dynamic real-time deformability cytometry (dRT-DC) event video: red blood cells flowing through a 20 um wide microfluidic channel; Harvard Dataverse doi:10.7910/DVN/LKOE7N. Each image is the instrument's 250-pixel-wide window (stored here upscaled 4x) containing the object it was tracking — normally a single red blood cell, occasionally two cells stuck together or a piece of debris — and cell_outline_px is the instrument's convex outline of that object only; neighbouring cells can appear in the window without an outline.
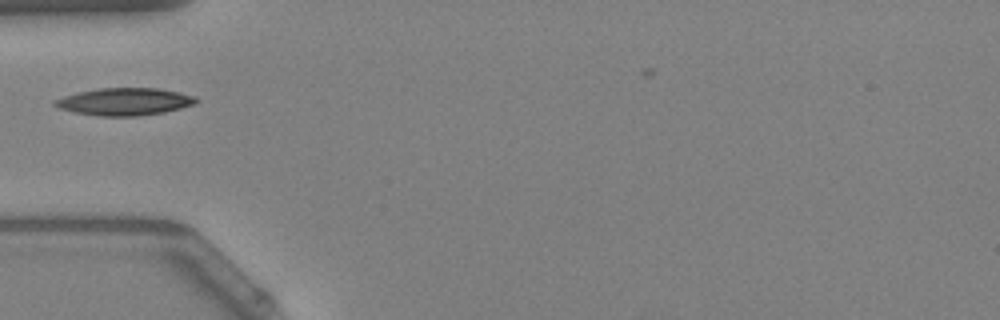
{"species": "Egyptian fruit bat (a non-hibernating species)", "species_latin": "Rousettus aegyptiacus", "temperature_condition": "warm", "stored_images_in_passage": 29, "camera_frame_rate_fps": 3000, "um_per_image_px": 0.085, "animal": {"sex": "female"}, "frame": {"image": 1, "passage_image": 1, "time_ms": 0.0, "image_size_px": [1000, 320], "cell_outline_px": [[200, 100], [196, 104], [164, 112], [136, 116], [96, 116], [76, 112], [60, 108], [52, 104], [52, 100], [64, 96], [80, 92], [100, 88], [160, 88], [180, 92], [196, 96]], "centroid_in_image_um": [10.63, 8.63], "position_along_channel_um": 74.4, "area_um2": 22.6}}
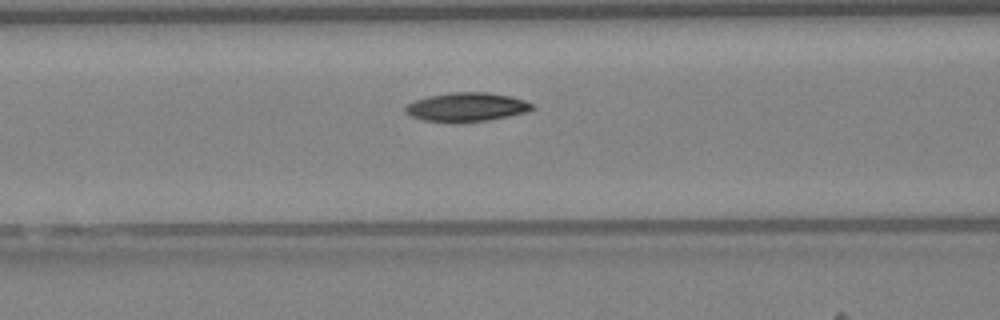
{"frame": {"image": 2, "passage_image": 5, "time_ms": 1.333, "image_size_px": [1000, 320], "cell_outline_px": [[536, 108], [528, 112], [488, 120], [424, 120], [412, 116], [404, 112], [404, 108], [408, 104], [416, 100], [428, 96], [452, 92], [488, 92], [512, 96], [524, 100], [532, 104]], "centroid_in_image_um": [39.72, 9.06], "position_along_channel_um": 126.9, "area_um2": 20.75}}